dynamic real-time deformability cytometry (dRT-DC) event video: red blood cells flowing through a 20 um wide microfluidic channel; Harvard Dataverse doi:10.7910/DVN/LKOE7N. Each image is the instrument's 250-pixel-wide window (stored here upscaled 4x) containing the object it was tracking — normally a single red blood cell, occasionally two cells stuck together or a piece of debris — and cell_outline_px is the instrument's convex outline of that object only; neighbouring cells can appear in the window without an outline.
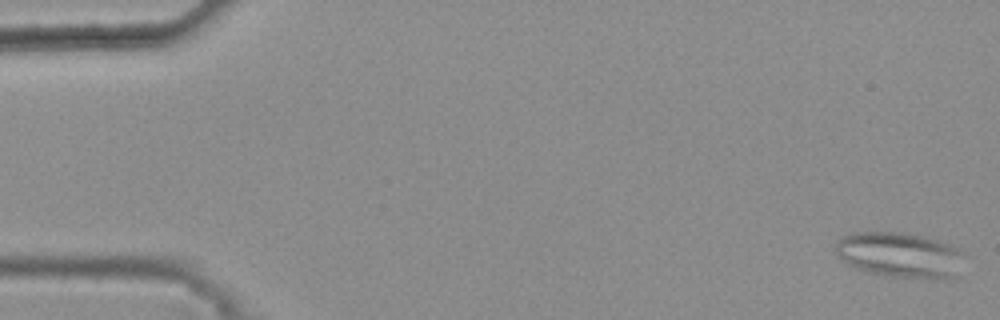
{"species": "common noctule bat (a hibernating species)", "species_latin": "Nyctalus noctula", "temperature_condition": "warm", "stored_images_in_passage": 45, "segment_of_instrument_passage": [1, 2], "camera_frame_rate_fps": 3000, "um_per_image_px": 0.085, "animal": {"sex": "female", "body_mass_g": 25.1}, "frame": {"image": 1, "passage_image": 1, "time_ms": 0.0, "image_size_px": [1000, 320], "cell_outline_px": [[960, 252], [952, 276], [888, 276], [872, 272], [848, 264], [836, 252], [836, 244], [844, 236], [856, 232], [900, 232], [920, 236], [936, 240], [948, 244], [956, 248]], "centroid_in_image_um": [76.34, 21.6], "position_along_channel_um": 8.7, "area_um2": 31.73}}